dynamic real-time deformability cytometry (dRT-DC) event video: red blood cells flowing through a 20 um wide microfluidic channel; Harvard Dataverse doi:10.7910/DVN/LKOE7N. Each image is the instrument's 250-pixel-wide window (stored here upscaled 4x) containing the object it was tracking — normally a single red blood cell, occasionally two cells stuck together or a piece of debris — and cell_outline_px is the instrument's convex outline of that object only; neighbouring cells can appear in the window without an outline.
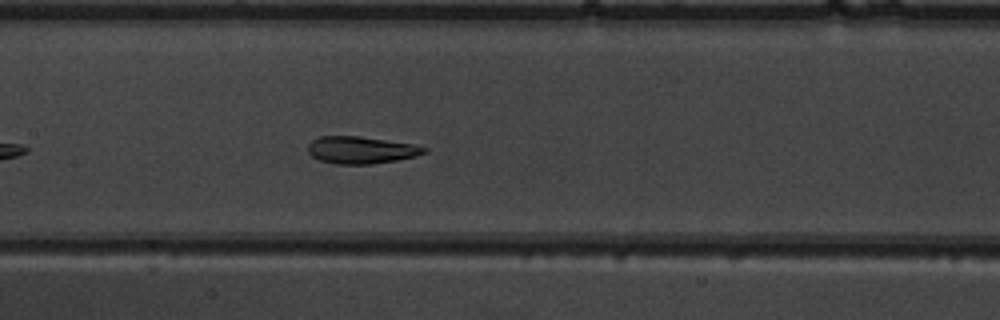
{"species": "common noctule bat (a hibernating species)", "species_latin": "Nyctalus noctula", "temperature_condition": "warm", "stored_images_in_passage": 27, "camera_frame_rate_fps": 3000, "um_per_image_px": 0.085, "animal": {"sex": "male", "body_mass_g": 19.5, "forearm_length_mm": 54.6}, "frame": {"image": 1, "passage_image": 12, "time_ms": 3.667, "image_size_px": [1000, 320], "cell_outline_px": [[428, 152], [416, 156], [396, 160], [372, 164], [336, 164], [320, 160], [312, 156], [308, 152], [308, 144], [312, 140], [320, 136], [360, 136], [412, 144], [428, 148]], "centroid_in_image_um": [30.69, 12.75], "position_along_channel_um": 176.7, "area_um2": 18.38}}
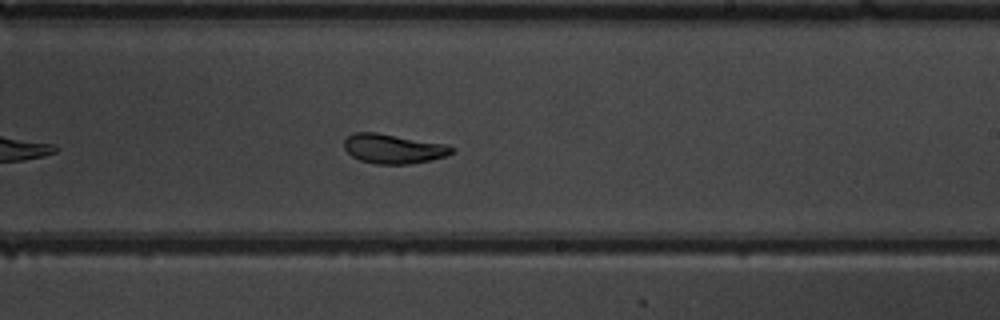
{"frame": {"image": 2, "passage_image": 18, "time_ms": 5.667, "image_size_px": [1000, 320], "cell_outline_px": [[456, 152], [448, 156], [432, 160], [412, 164], [376, 164], [360, 160], [352, 156], [344, 148], [344, 140], [352, 132], [376, 132], [448, 144], [456, 148]], "centroid_in_image_um": [33.5, 12.64], "position_along_channel_um": 255.5, "area_um2": 18.9}}
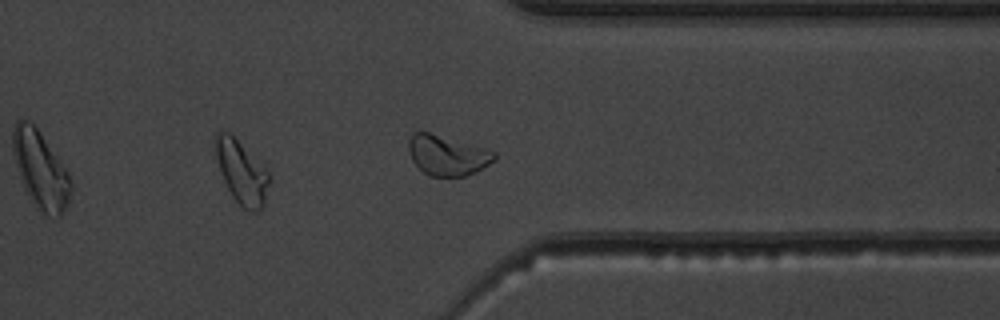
{"frame": {"image": 3, "passage_image": 27, "time_ms": 8.667, "image_size_px": [1000, 320], "cell_outline_px": [[496, 160], [476, 172], [464, 176], [428, 176], [412, 160], [408, 148], [408, 140], [412, 132], [428, 132], [484, 148], [496, 152]], "centroid_in_image_um": [38.02, 13.2], "position_along_channel_um": 373.4, "area_um2": 19.88}, "authors_computed_cell_mechanics": {"area_um2": 18.785, "velocity_mm_per_s": 3.9647, "shape_relaxation_time_tau1_ms": 4.062, "shape_relaxation_time_tau2_ms": 1.415, "deformation_change_tau1": 0.148, "deformation_change_tau2": 0.0658}}